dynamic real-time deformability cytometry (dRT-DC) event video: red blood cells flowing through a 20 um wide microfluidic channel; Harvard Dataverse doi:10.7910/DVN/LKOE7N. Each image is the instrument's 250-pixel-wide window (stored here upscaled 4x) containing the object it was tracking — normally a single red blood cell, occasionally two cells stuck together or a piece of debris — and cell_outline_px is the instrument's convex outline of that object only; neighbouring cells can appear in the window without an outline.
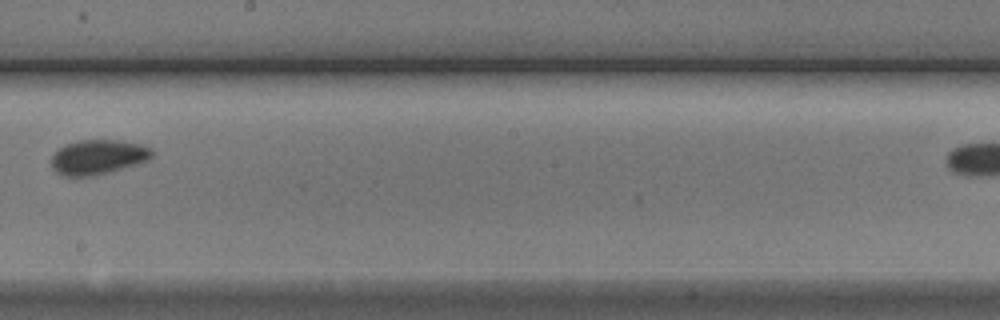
{"species": "Egyptian fruit bat (a non-hibernating species)", "species_latin": "Rousettus aegyptiacus", "temperature_condition": "cold", "stored_images_in_passage": 6, "camera_frame_rate_fps": 3000, "um_per_image_px": 0.085, "animal": {"sex": "male"}, "frame": {"image": 1, "passage_image": 6, "time_ms": 6.667, "image_size_px": [1000, 320], "cell_outline_px": [[156, 152], [148, 160], [136, 164], [108, 172], [92, 176], [64, 176], [56, 172], [52, 168], [52, 156], [64, 144], [80, 140], [116, 140], [140, 144], [152, 148]], "centroid_in_image_um": [8.34, 13.34], "position_along_channel_um": 239.9, "area_um2": 20.29}}